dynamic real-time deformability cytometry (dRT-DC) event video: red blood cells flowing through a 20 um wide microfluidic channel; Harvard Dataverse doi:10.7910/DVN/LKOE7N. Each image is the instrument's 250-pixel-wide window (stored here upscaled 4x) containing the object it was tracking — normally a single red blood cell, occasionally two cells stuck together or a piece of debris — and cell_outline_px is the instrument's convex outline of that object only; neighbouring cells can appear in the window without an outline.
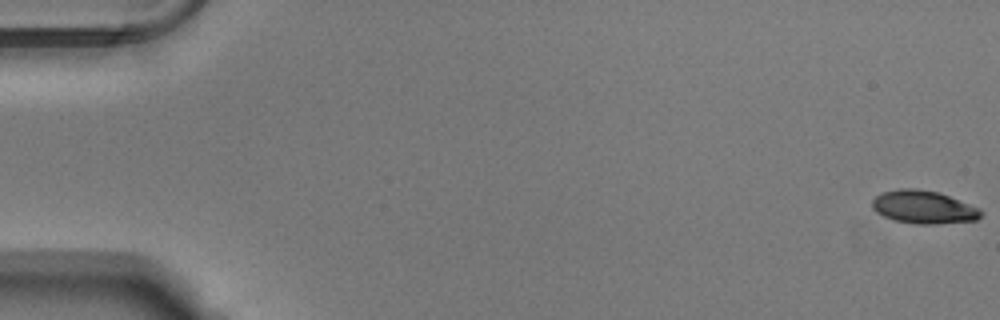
{"species": "Egyptian fruit bat (a non-hibernating species)", "species_latin": "Rousettus aegyptiacus", "temperature_condition": "warm", "stored_images_in_passage": 55, "camera_frame_rate_fps": 3000, "um_per_image_px": 0.085, "animal": {"sex": "male"}, "frame": {"image": 1, "passage_image": 1, "time_ms": 0.0, "image_size_px": [1000, 320], "cell_outline_px": [[984, 212], [976, 220], [936, 224], [916, 224], [892, 220], [876, 212], [872, 208], [872, 200], [880, 192], [900, 188], [916, 188], [936, 192], [948, 196], [980, 208]], "centroid_in_image_um": [78.47, 17.61], "position_along_channel_um": 6.5, "area_um2": 20.98}}
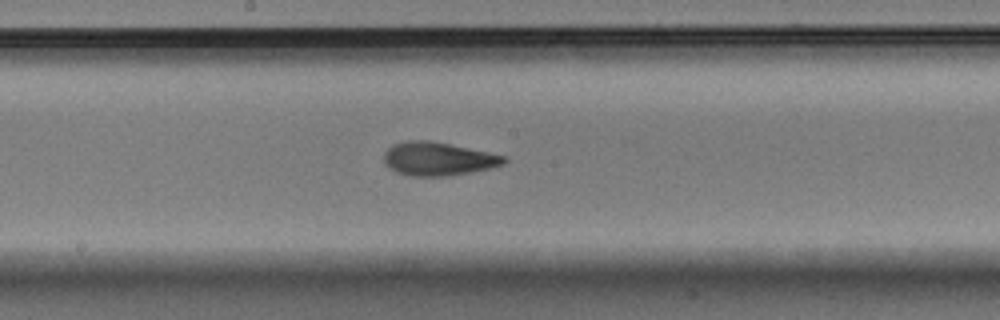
{"frame": {"image": 2, "passage_image": 30, "time_ms": 9.667, "image_size_px": [1000, 320], "cell_outline_px": [[508, 160], [504, 164], [492, 168], [472, 172], [448, 176], [412, 176], [396, 172], [384, 164], [384, 152], [392, 144], [408, 140], [428, 140], [508, 156]], "centroid_in_image_um": [37.25, 13.51], "position_along_channel_um": 211.0, "area_um2": 23.52}}
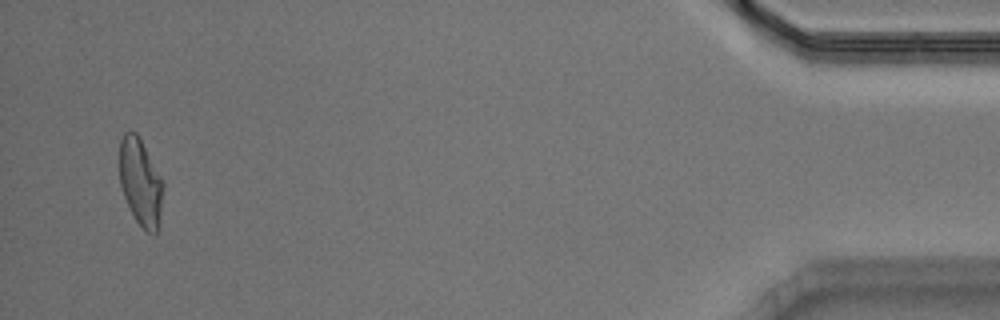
{"frame": {"image": 3, "passage_image": 53, "time_ms": 17.333, "image_size_px": [1000, 320], "cell_outline_px": [[164, 184], [160, 224], [156, 232], [148, 232], [136, 220], [124, 196], [120, 184], [120, 140], [124, 132], [136, 132]], "centroid_in_image_um": [11.95, 15.5], "position_along_channel_um": 423.2, "area_um2": 21.68}, "authors_computed_cell_mechanics": {"area_um2": 22.253, "velocity_mm_per_s": 3.7954, "shape_relaxation_time_tau1_ms": 5.3845, "shape_relaxation_time_tau2_ms": 2.0212, "deformation_change_tau1": 0.188, "deformation_change_tau2": 0.085}}